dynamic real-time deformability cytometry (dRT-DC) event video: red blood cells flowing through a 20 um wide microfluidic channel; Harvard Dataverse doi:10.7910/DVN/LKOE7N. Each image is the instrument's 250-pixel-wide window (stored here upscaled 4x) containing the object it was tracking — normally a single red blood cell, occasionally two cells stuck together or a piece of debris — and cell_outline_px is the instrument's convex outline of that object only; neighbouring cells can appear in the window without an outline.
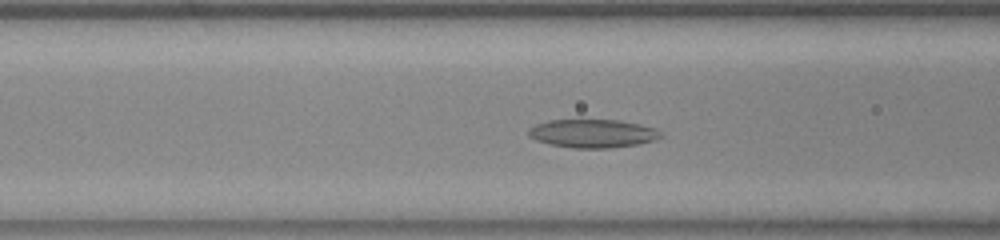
{"species": "common noctule bat (a hibernating species)", "species_latin": "Nyctalus noctula", "temperature_condition": "warm", "stored_images_in_passage": 40, "camera_frame_rate_fps": 3000, "um_per_image_px": 0.085, "animal": {"sex": "female", "body_mass_g": 23.0, "forearm_length_mm": 53.4}, "frame": {"image": 1, "passage_image": 6, "time_ms": 1.667, "image_size_px": [1000, 240], "cell_outline_px": [[664, 136], [640, 144], [608, 148], [572, 148], [552, 144], [536, 140], [528, 136], [528, 128], [536, 124], [548, 120], [616, 120], [640, 124], [656, 128]], "centroid_in_image_um": [50.38, 11.34], "position_along_channel_um": 116.2, "area_um2": 21.85}}
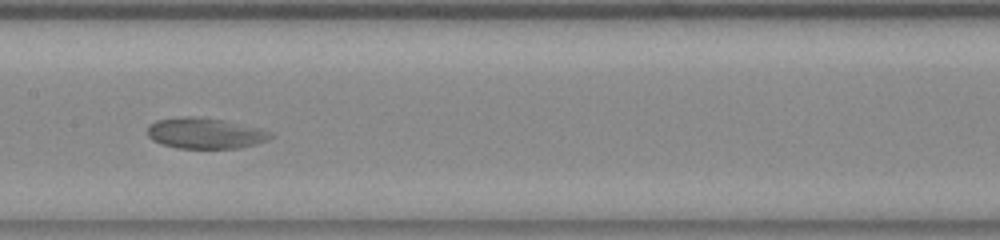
{"frame": {"image": 2, "passage_image": 12, "time_ms": 3.667, "image_size_px": [1000, 240], "cell_outline_px": [[272, 136], [268, 140], [256, 144], [240, 148], [176, 148], [160, 144], [152, 140], [148, 136], [148, 124], [156, 120], [184, 116], [196, 116], [224, 120], [260, 128], [272, 132]], "centroid_in_image_um": [17.42, 11.32], "position_along_channel_um": 190.0, "area_um2": 22.31}}
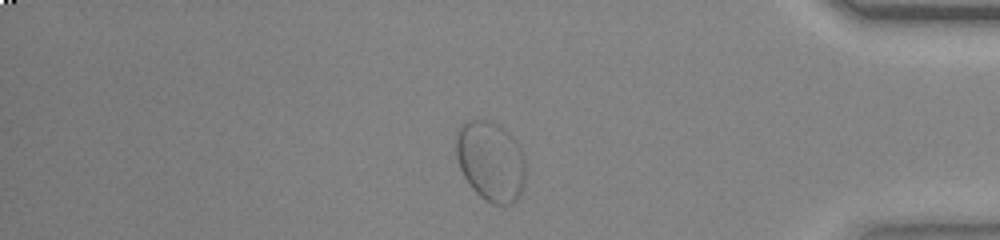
{"frame": {"image": 3, "passage_image": 31, "time_ms": 10.0, "image_size_px": [1000, 240], "cell_outline_px": [[524, 184], [520, 196], [512, 204], [504, 208], [492, 204], [480, 196], [472, 188], [464, 176], [460, 168], [456, 156], [456, 140], [460, 128], [468, 120], [488, 120], [500, 124], [516, 140], [524, 156]], "centroid_in_image_um": [41.73, 13.73], "position_along_channel_um": 393.5, "area_um2": 32.66}}